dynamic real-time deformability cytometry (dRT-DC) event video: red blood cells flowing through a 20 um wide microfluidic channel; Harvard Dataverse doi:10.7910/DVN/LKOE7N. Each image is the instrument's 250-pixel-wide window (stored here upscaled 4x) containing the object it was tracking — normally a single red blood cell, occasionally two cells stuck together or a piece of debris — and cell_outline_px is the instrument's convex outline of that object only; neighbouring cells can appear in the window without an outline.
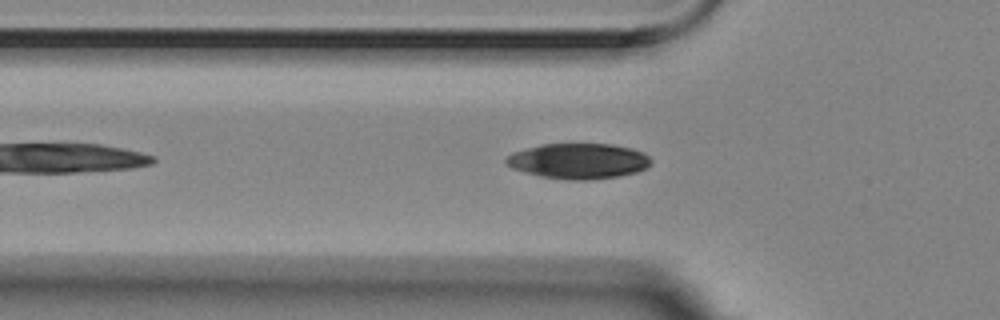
{"species": "Egyptian fruit bat (a non-hibernating species)", "species_latin": "Rousettus aegyptiacus", "temperature_condition": "room temperature", "stored_images_in_passage": 41, "camera_frame_rate_fps": 3000, "um_per_image_px": 0.085, "animal": {"sex": "female"}, "frame": {"image": 1, "passage_image": 2, "time_ms": 0.333, "image_size_px": [1000, 320], "cell_outline_px": [[652, 160], [644, 168], [636, 172], [616, 176], [584, 180], [580, 180], [544, 176], [512, 168], [504, 160], [512, 152], [540, 144], [612, 144], [632, 148], [644, 152]], "centroid_in_image_um": [49.18, 13.66], "position_along_channel_um": 76.6, "area_um2": 29.36}}
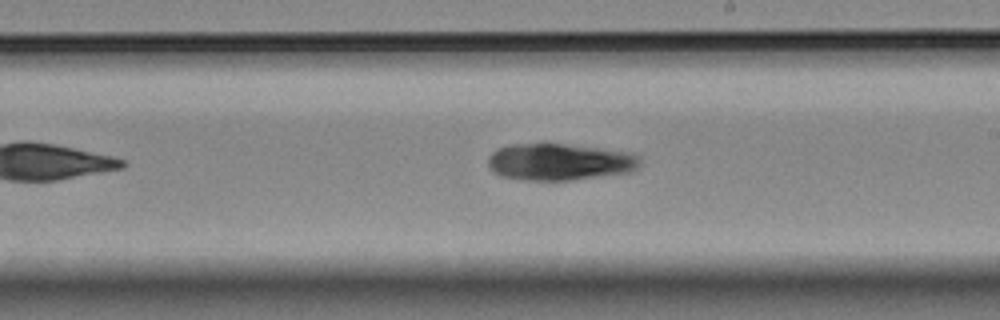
{"frame": {"image": 2, "passage_image": 16, "time_ms": 5.0, "image_size_px": [1000, 320], "cell_outline_px": [[640, 164], [636, 168], [628, 172], [572, 180], [528, 180], [500, 176], [488, 164], [488, 156], [496, 148], [508, 144], [544, 140], [628, 152], [640, 156]], "centroid_in_image_um": [47.51, 13.7], "position_along_channel_um": 241.5, "area_um2": 33.47}}
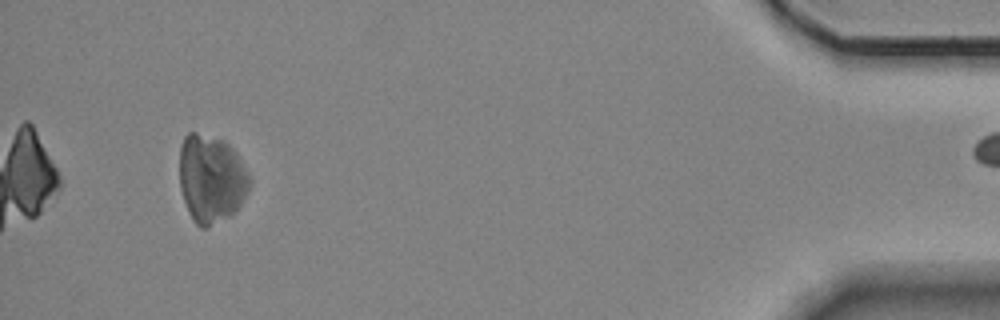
{"frame": {"image": 3, "passage_image": 37, "time_ms": 12.0, "image_size_px": [1000, 320], "cell_outline_px": [[252, 180], [240, 204], [228, 216], [208, 228], [200, 228], [192, 220], [188, 212], [180, 188], [180, 144], [184, 136], [188, 132], [196, 132], [224, 140], [236, 152], [248, 172]], "centroid_in_image_um": [17.93, 15.18], "position_along_channel_um": 417.3, "area_um2": 36.01}}